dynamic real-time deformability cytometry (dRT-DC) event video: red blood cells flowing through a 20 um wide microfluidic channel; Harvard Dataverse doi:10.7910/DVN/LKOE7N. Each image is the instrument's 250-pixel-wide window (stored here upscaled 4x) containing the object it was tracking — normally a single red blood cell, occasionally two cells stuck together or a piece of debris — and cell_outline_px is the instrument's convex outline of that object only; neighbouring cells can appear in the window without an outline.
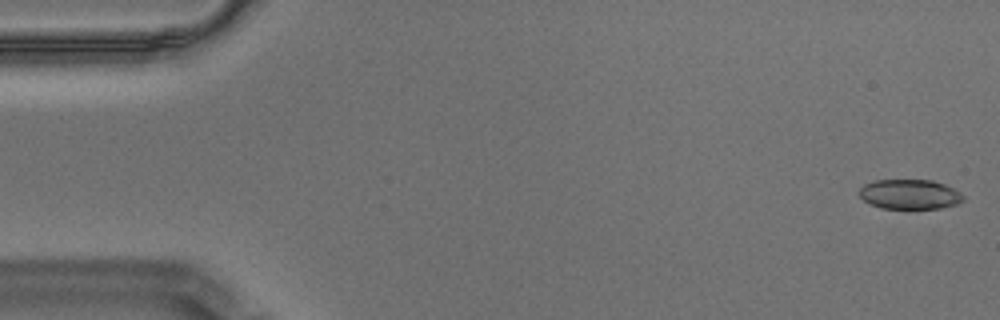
{"species": "Egyptian fruit bat (a non-hibernating species)", "species_latin": "Rousettus aegyptiacus", "temperature_condition": "warm", "stored_images_in_passage": 57, "camera_frame_rate_fps": 3000, "um_per_image_px": 0.085, "animal": {"sex": "male"}, "frame": {"image": 1, "passage_image": 1, "time_ms": 0.0, "image_size_px": [1000, 320], "cell_outline_px": [[964, 200], [956, 204], [940, 208], [880, 208], [864, 200], [860, 196], [860, 188], [864, 184], [872, 180], [932, 180], [944, 184], [960, 192], [964, 196]], "centroid_in_image_um": [77.33, 16.5], "position_along_channel_um": 7.7, "area_um2": 17.92}}
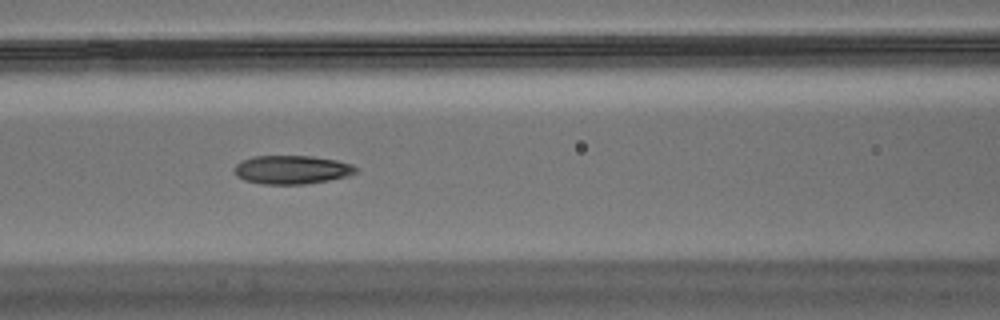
{"frame": {"image": 2, "passage_image": 24, "time_ms": 7.667, "image_size_px": [1000, 320], "cell_outline_px": [[356, 172], [348, 176], [328, 180], [304, 184], [264, 184], [244, 180], [236, 176], [232, 168], [236, 164], [252, 156], [312, 156], [336, 160], [352, 164], [356, 168]], "centroid_in_image_um": [24.77, 14.42], "position_along_channel_um": 141.8, "area_um2": 20.23}}
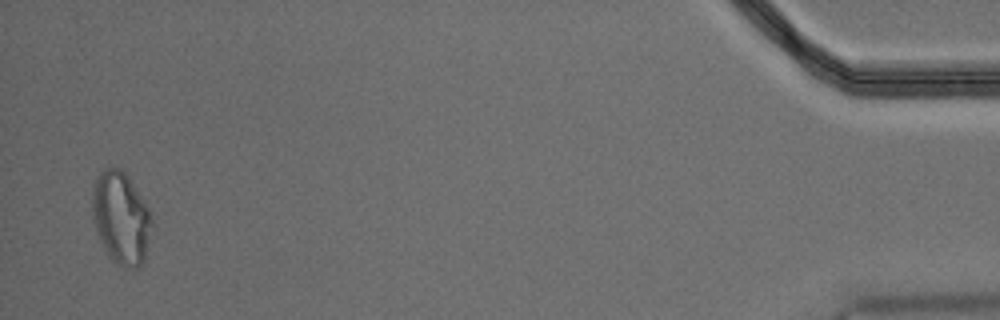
{"frame": {"image": 3, "passage_image": 56, "time_ms": 18.333, "image_size_px": [1000, 320], "cell_outline_px": [[152, 224], [144, 260], [136, 268], [132, 268], [116, 264], [108, 256], [96, 232], [92, 216], [92, 192], [96, 176], [104, 168], [120, 168], [128, 176], [148, 208], [152, 216]], "centroid_in_image_um": [10.26, 18.51], "position_along_channel_um": 424.9, "area_um2": 31.91}, "authors_computed_cell_mechanics": {"area_um2": 20.2878, "velocity_mm_per_s": 3.4874, "shape_relaxation_time_tau1_ms": null, "shape_relaxation_time_tau2_ms": 2.4679, "deformation_change_tau1": null, "deformation_change_tau2": 0.0998}}